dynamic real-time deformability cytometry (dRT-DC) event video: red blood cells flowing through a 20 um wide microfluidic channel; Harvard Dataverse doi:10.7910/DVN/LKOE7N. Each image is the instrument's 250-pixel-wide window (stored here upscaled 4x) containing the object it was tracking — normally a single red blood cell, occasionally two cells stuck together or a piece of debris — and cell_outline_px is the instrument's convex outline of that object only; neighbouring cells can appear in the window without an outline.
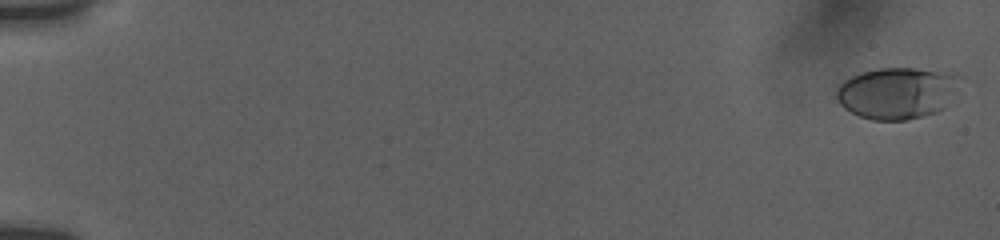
{"species": "human", "species_latin": "Homo sapiens", "temperature_condition": "room temperature", "stored_images_in_passage": 57, "camera_frame_rate_fps": 3000, "um_per_image_px": 0.085, "donor": {"sex": "female"}, "frame": {"image": 1, "passage_image": 2, "time_ms": 0.333, "image_size_px": [1000, 240], "cell_outline_px": [[948, 76], [944, 108], [936, 112], [924, 116], [908, 120], [872, 120], [860, 116], [844, 108], [840, 104], [836, 96], [836, 88], [844, 80], [852, 76], [864, 72], [880, 68], [912, 68], [936, 72]], "centroid_in_image_um": [75.95, 7.96], "position_along_channel_um": 9.0, "area_um2": 34.74}}
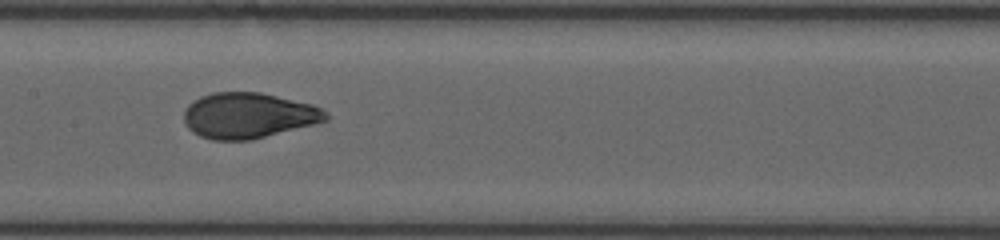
{"frame": {"image": 2, "passage_image": 31, "time_ms": 10.0, "image_size_px": [1000, 240], "cell_outline_px": [[328, 120], [316, 124], [252, 140], [212, 140], [200, 136], [192, 132], [188, 128], [184, 120], [184, 112], [188, 104], [200, 96], [212, 92], [260, 92], [312, 104], [320, 108], [328, 116]], "centroid_in_image_um": [21.1, 9.82], "position_along_channel_um": 186.3, "area_um2": 37.86}}
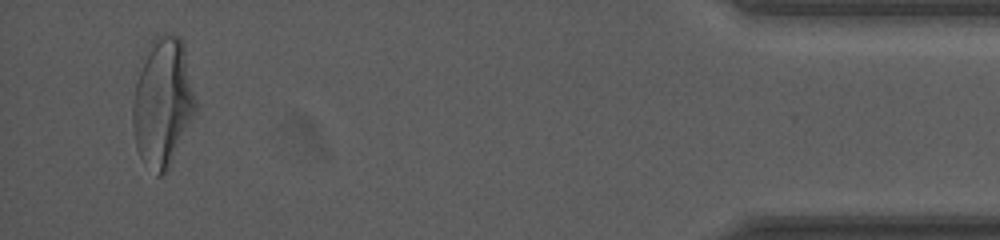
{"frame": {"image": 3, "passage_image": 55, "time_ms": 18.0, "image_size_px": [1000, 240], "cell_outline_px": [[196, 112], [168, 168], [160, 176], [156, 176], [140, 156], [136, 148], [132, 124], [132, 104], [136, 84], [140, 72], [152, 40], [156, 36], [172, 32], [180, 36], [184, 44], [196, 104]], "centroid_in_image_um": [13.83, 8.7], "position_along_channel_um": 421.4, "area_um2": 46.47}, "authors_computed_cell_mechanics": {"area_um2": 37.6278, "velocity_mm_per_s": 3.7554, "shape_relaxation_time_tau1_ms": 3.2843, "shape_relaxation_time_tau2_ms": 0.735, "deformation_change_tau1": 0.1723, "deformation_change_tau2": 0.0527}}